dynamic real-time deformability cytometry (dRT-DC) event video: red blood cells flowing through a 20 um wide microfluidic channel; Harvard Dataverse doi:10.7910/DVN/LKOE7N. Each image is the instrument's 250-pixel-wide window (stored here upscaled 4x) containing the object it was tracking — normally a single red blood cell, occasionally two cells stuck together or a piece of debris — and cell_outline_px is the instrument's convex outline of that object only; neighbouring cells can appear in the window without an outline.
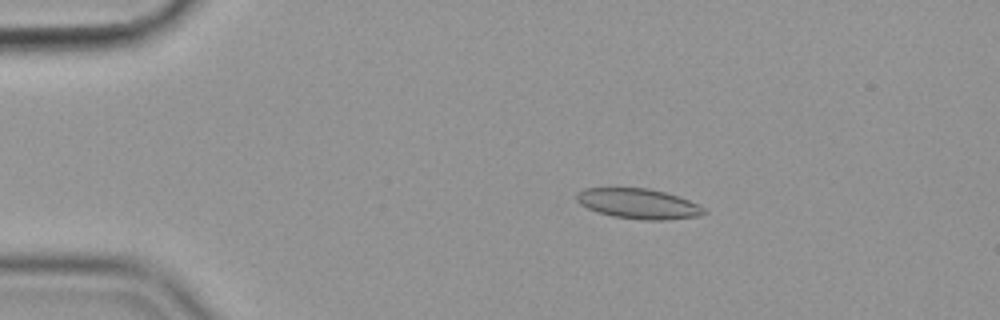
{"species": "common noctule bat (a hibernating species)", "species_latin": "Nyctalus noctula", "temperature_condition": "cold", "stored_images_in_passage": 36, "camera_frame_rate_fps": 3000, "um_per_image_px": 0.085, "animal": {"sex": "female", "body_mass_g": 19.9}, "frame": {"image": 1, "passage_image": 11, "time_ms": 3.333, "image_size_px": [1000, 320], "cell_outline_px": [[708, 212], [700, 216], [664, 220], [644, 220], [612, 216], [596, 212], [580, 204], [576, 200], [576, 192], [584, 188], [648, 188], [664, 192], [688, 200], [704, 208]], "centroid_in_image_um": [54.23, 17.32], "position_along_channel_um": 30.8, "area_um2": 22.37}}
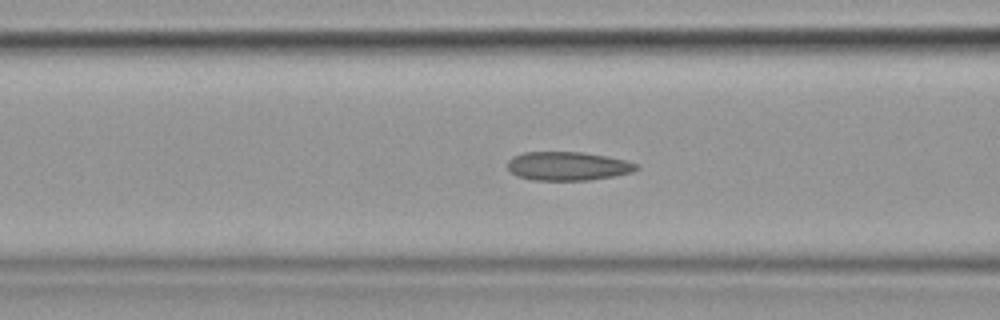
{"frame": {"image": 2, "passage_image": 23, "time_ms": 7.333, "image_size_px": [1000, 320], "cell_outline_px": [[640, 168], [632, 172], [616, 176], [588, 180], [532, 180], [516, 176], [508, 168], [508, 160], [512, 156], [524, 152], [584, 152], [608, 156], [624, 160], [636, 164]], "centroid_in_image_um": [48.26, 14.12], "position_along_channel_um": 118.3, "area_um2": 21.68}}
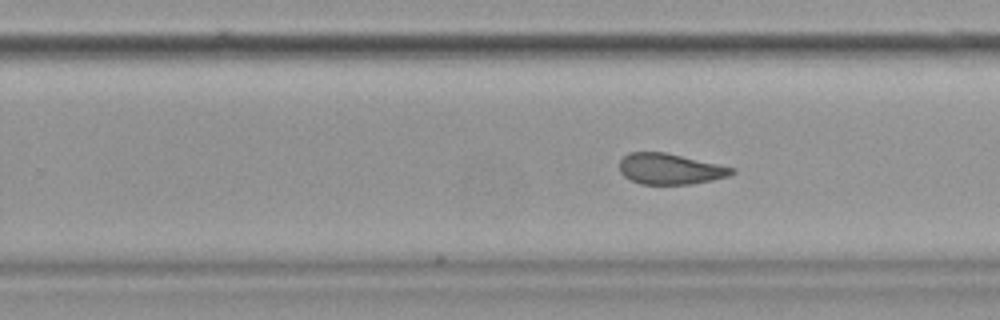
{"frame": {"image": 3, "passage_image": 36, "time_ms": 11.667, "image_size_px": [1000, 320], "cell_outline_px": [[736, 172], [728, 176], [712, 180], [692, 184], [640, 184], [624, 176], [620, 172], [620, 160], [628, 152], [664, 152], [736, 168]], "centroid_in_image_um": [56.96, 14.36], "position_along_channel_um": 272.8, "area_um2": 20.11}}